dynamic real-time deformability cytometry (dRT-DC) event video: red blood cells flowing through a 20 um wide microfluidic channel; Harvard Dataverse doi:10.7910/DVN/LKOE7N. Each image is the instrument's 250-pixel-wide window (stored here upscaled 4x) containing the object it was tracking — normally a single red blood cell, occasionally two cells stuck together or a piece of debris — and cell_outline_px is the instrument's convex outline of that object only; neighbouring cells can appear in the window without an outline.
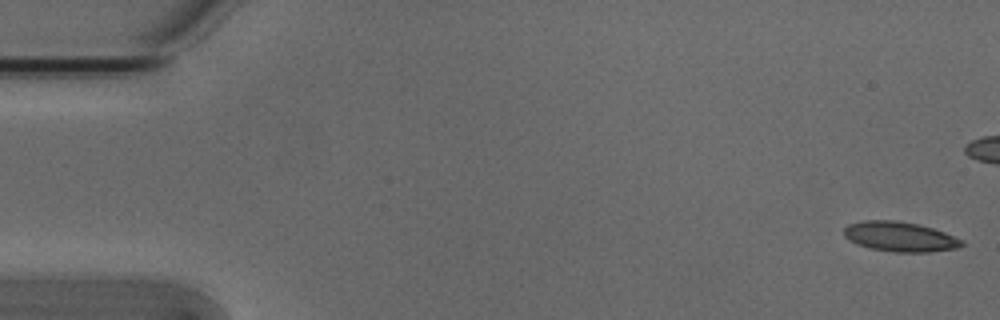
{"species": "Egyptian fruit bat (a non-hibernating species)", "species_latin": "Rousettus aegyptiacus", "temperature_condition": "cold", "stored_images_in_passage": 45, "camera_frame_rate_fps": 3000, "um_per_image_px": 0.085, "animal": {"sex": "male"}, "frame": {"image": 1, "passage_image": 1, "time_ms": 0.0, "image_size_px": [1000, 320], "cell_outline_px": [[964, 244], [960, 248], [928, 252], [896, 252], [872, 248], [856, 244], [848, 240], [844, 236], [844, 228], [848, 224], [864, 220], [896, 220], [916, 224], [932, 228], [944, 232], [964, 240]], "centroid_in_image_um": [76.5, 20.12], "position_along_channel_um": 8.5, "area_um2": 20.52}}
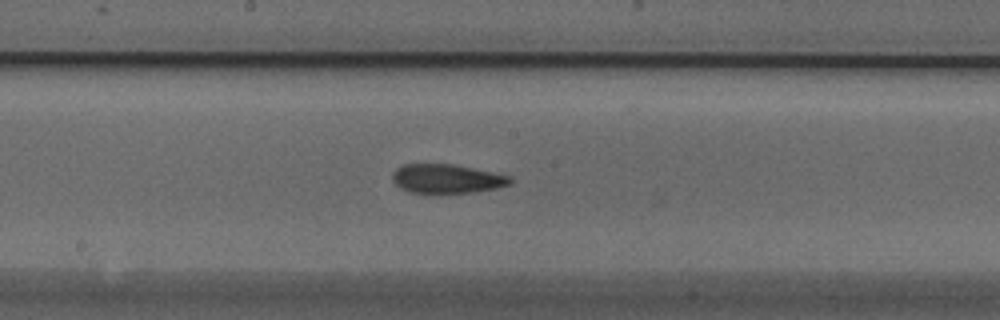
{"frame": {"image": 2, "passage_image": 28, "time_ms": 9.0, "image_size_px": [1000, 320], "cell_outline_px": [[512, 184], [496, 188], [476, 192], [440, 196], [432, 196], [408, 192], [400, 188], [392, 180], [392, 172], [396, 168], [404, 164], [452, 164], [512, 176]], "centroid_in_image_um": [37.95, 15.25], "position_along_channel_um": 210.3, "area_um2": 20.92}}
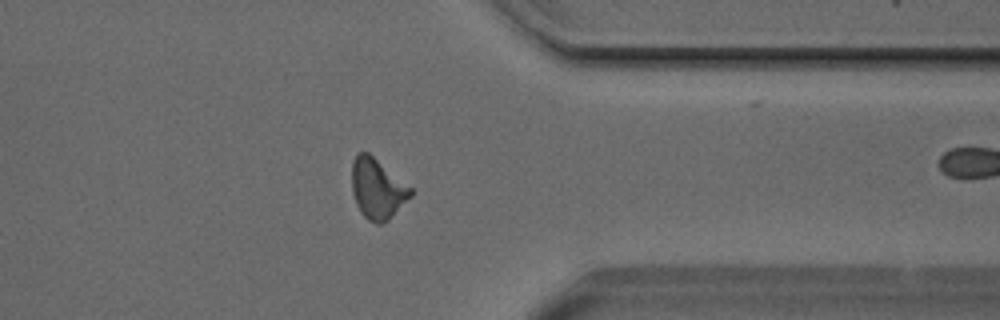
{"frame": {"image": 3, "passage_image": 42, "time_ms": 13.667, "image_size_px": [1000, 320], "cell_outline_px": [[412, 196], [384, 224], [376, 224], [368, 220], [360, 212], [356, 204], [352, 192], [352, 160], [360, 152], [368, 152], [412, 188]], "centroid_in_image_um": [32.07, 16.07], "position_along_channel_um": 379.3, "area_um2": 20.63}, "authors_computed_cell_mechanics": {"area_um2": 20.519, "velocity_mm_per_s": 3.8139, "shape_relaxation_time_tau1_ms": 9.1195, "shape_relaxation_time_tau2_ms": 1.9433, "deformation_change_tau1": 0.1911, "deformation_change_tau2": 0.0835}}